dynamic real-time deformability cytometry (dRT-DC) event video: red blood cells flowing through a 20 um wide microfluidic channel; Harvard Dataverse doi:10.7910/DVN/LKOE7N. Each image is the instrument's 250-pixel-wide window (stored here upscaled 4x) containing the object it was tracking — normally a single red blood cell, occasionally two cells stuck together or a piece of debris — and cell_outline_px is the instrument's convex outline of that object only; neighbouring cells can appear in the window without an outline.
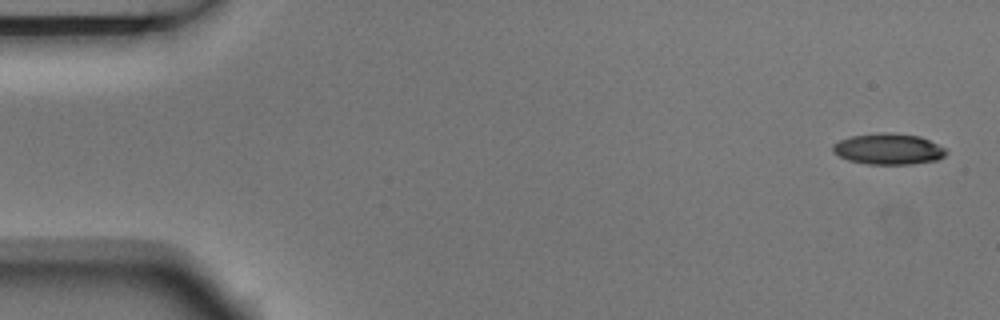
{"species": "Egyptian fruit bat (a non-hibernating species)", "species_latin": "Rousettus aegyptiacus", "temperature_condition": "room temperature", "stored_images_in_passage": 5, "camera_frame_rate_fps": 3000, "um_per_image_px": 0.085, "animal": {"sex": "male"}, "frame": {"image": 1, "passage_image": 1, "time_ms": 0.0, "image_size_px": [1000, 320], "cell_outline_px": [[948, 152], [944, 156], [936, 160], [912, 164], [868, 164], [848, 160], [832, 152], [832, 144], [840, 140], [852, 136], [880, 132], [892, 132], [920, 136], [948, 148]], "centroid_in_image_um": [75.54, 12.65], "position_along_channel_um": 9.5, "area_um2": 20.69}}
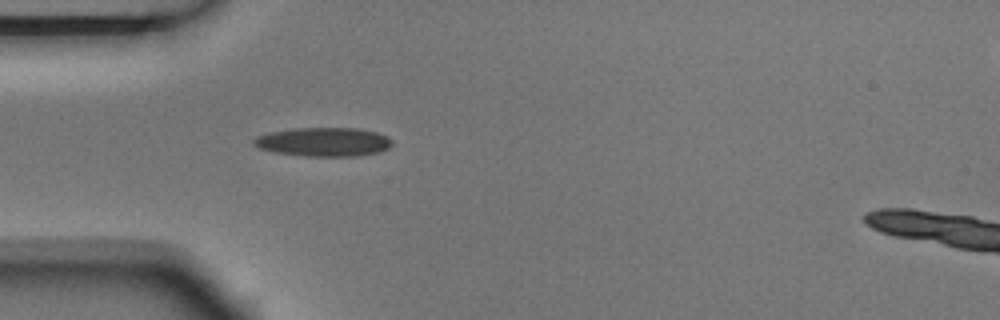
{"frame": {"image": 2, "passage_image": 5, "time_ms": 1.333, "image_size_px": [1000, 320], "cell_outline_px": [[392, 144], [388, 148], [380, 152], [356, 156], [304, 156], [272, 152], [260, 148], [252, 144], [252, 140], [256, 136], [268, 132], [292, 128], [356, 128], [376, 132], [388, 136], [392, 140]], "centroid_in_image_um": [27.48, 12.06], "position_along_channel_um": 57.5, "area_um2": 23.52}}